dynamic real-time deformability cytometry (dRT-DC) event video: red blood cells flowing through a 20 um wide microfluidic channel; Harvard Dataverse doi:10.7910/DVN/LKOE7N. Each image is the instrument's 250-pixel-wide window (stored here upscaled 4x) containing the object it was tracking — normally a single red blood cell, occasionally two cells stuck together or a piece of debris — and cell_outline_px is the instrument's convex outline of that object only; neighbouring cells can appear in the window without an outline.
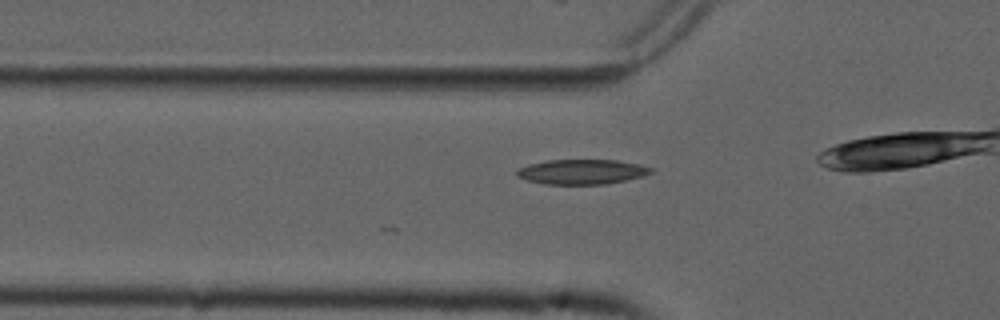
{"species": "common noctule bat (a hibernating species)", "species_latin": "Nyctalus noctula", "temperature_condition": "cold", "stored_images_in_passage": 8, "camera_frame_rate_fps": 3000, "um_per_image_px": 0.085, "animal": {"sex": "male", "forearm_length_mm": 52.5}, "frame": {"image": 1, "passage_image": 3, "time_ms": 0.667, "image_size_px": [1000, 320], "cell_outline_px": [[652, 172], [644, 176], [604, 184], [544, 184], [528, 180], [516, 176], [516, 172], [520, 168], [528, 164], [548, 160], [616, 160], [640, 164], [652, 168]], "centroid_in_image_um": [49.46, 14.6], "position_along_channel_um": 76.3, "area_um2": 19.31}}
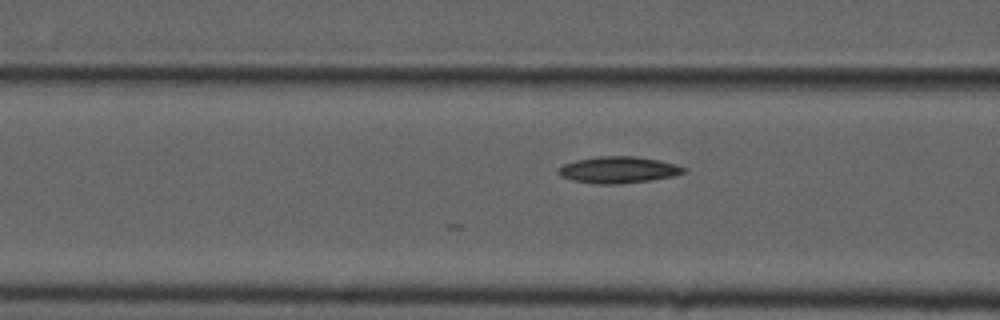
{"frame": {"image": 2, "passage_image": 6, "time_ms": 1.667, "image_size_px": [1000, 320], "cell_outline_px": [[688, 172], [672, 176], [652, 180], [616, 184], [596, 184], [572, 180], [560, 176], [556, 172], [564, 164], [576, 160], [600, 156], [636, 156], [676, 164], [688, 168]], "centroid_in_image_um": [52.58, 14.44], "position_along_channel_um": 114.0, "area_um2": 19.42}}